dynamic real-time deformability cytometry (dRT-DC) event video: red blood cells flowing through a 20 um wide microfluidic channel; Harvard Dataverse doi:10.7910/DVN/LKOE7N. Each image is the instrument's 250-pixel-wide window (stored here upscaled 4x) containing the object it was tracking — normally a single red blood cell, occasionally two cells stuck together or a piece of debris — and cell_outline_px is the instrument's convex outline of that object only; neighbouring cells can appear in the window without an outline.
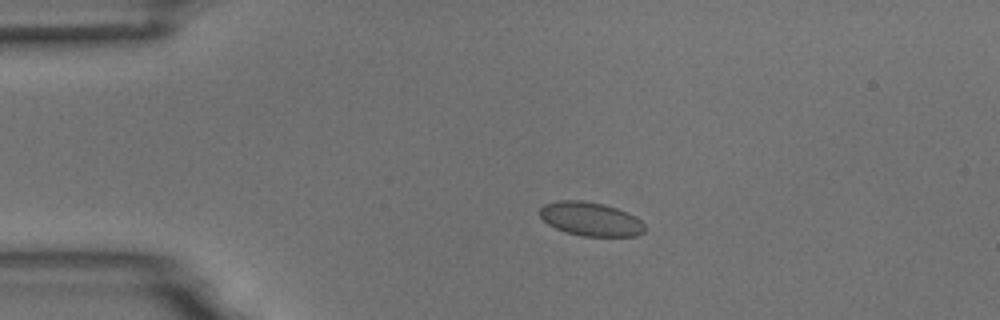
{"species": "common noctule bat (a hibernating species)", "species_latin": "Nyctalus noctula", "temperature_condition": "room temperature", "stored_images_in_passage": 5, "camera_frame_rate_fps": 3000, "um_per_image_px": 0.085, "animal": {"sex": "male", "body_mass_g": 18.8}, "frame": {"image": 1, "passage_image": 3, "time_ms": 3.0, "image_size_px": [1000, 320], "cell_outline_px": [[644, 232], [636, 236], [580, 236], [564, 232], [548, 224], [540, 216], [540, 208], [544, 204], [556, 200], [584, 200], [604, 204], [616, 208], [636, 216], [644, 224]], "centroid_in_image_um": [50.19, 18.61], "position_along_channel_um": 34.8, "area_um2": 20.81}}
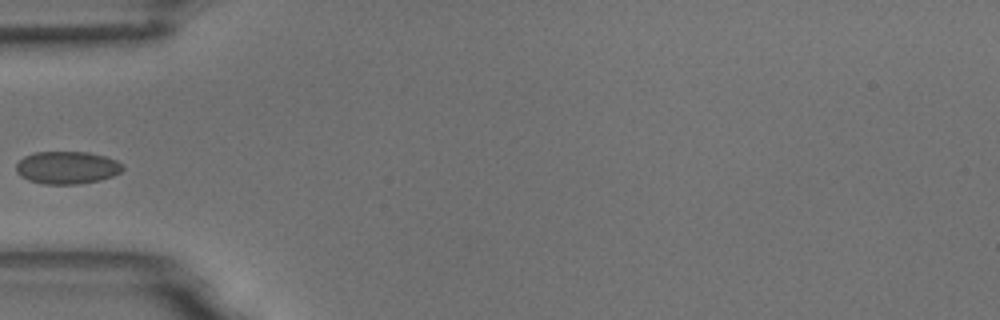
{"frame": {"image": 2, "passage_image": 5, "time_ms": 5.333, "image_size_px": [1000, 320], "cell_outline_px": [[124, 168], [120, 172], [112, 176], [100, 180], [76, 184], [44, 184], [28, 180], [20, 176], [16, 172], [16, 164], [24, 156], [36, 152], [88, 152], [104, 156], [116, 160], [124, 164]], "centroid_in_image_um": [5.69, 14.24], "position_along_channel_um": 79.3, "area_um2": 20.29}}